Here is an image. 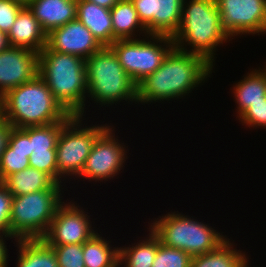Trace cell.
<instances>
[{
    "mask_svg": "<svg viewBox=\"0 0 266 267\" xmlns=\"http://www.w3.org/2000/svg\"><path fill=\"white\" fill-rule=\"evenodd\" d=\"M186 1H183L180 25L172 37L174 45L178 50L204 57L213 65L216 47L230 39L221 26L216 0ZM184 41L191 45L190 51L183 47Z\"/></svg>",
    "mask_w": 266,
    "mask_h": 267,
    "instance_id": "4",
    "label": "cell"
},
{
    "mask_svg": "<svg viewBox=\"0 0 266 267\" xmlns=\"http://www.w3.org/2000/svg\"><path fill=\"white\" fill-rule=\"evenodd\" d=\"M212 68L204 57L174 47L162 65L137 85V103L182 98L205 82Z\"/></svg>",
    "mask_w": 266,
    "mask_h": 267,
    "instance_id": "1",
    "label": "cell"
},
{
    "mask_svg": "<svg viewBox=\"0 0 266 267\" xmlns=\"http://www.w3.org/2000/svg\"><path fill=\"white\" fill-rule=\"evenodd\" d=\"M151 223V230L166 246L180 249L191 257L205 254L215 249L226 236L220 235L208 225L187 217V215L168 213Z\"/></svg>",
    "mask_w": 266,
    "mask_h": 267,
    "instance_id": "7",
    "label": "cell"
},
{
    "mask_svg": "<svg viewBox=\"0 0 266 267\" xmlns=\"http://www.w3.org/2000/svg\"><path fill=\"white\" fill-rule=\"evenodd\" d=\"M13 196L0 182V235H11L10 212Z\"/></svg>",
    "mask_w": 266,
    "mask_h": 267,
    "instance_id": "33",
    "label": "cell"
},
{
    "mask_svg": "<svg viewBox=\"0 0 266 267\" xmlns=\"http://www.w3.org/2000/svg\"><path fill=\"white\" fill-rule=\"evenodd\" d=\"M149 37L148 42L146 39L139 40L138 38L119 39L109 46L118 57L125 72L137 85L158 69L168 53L175 47L170 36L149 35Z\"/></svg>",
    "mask_w": 266,
    "mask_h": 267,
    "instance_id": "8",
    "label": "cell"
},
{
    "mask_svg": "<svg viewBox=\"0 0 266 267\" xmlns=\"http://www.w3.org/2000/svg\"><path fill=\"white\" fill-rule=\"evenodd\" d=\"M262 70H252L234 86V97L238 104L237 112L239 117L250 104L265 102L266 98V66ZM239 109V110H238Z\"/></svg>",
    "mask_w": 266,
    "mask_h": 267,
    "instance_id": "21",
    "label": "cell"
},
{
    "mask_svg": "<svg viewBox=\"0 0 266 267\" xmlns=\"http://www.w3.org/2000/svg\"><path fill=\"white\" fill-rule=\"evenodd\" d=\"M192 257L183 250L160 242L152 267H191Z\"/></svg>",
    "mask_w": 266,
    "mask_h": 267,
    "instance_id": "28",
    "label": "cell"
},
{
    "mask_svg": "<svg viewBox=\"0 0 266 267\" xmlns=\"http://www.w3.org/2000/svg\"><path fill=\"white\" fill-rule=\"evenodd\" d=\"M9 46L10 45H9V42H8L7 34H5V33L0 31V52L2 50H5Z\"/></svg>",
    "mask_w": 266,
    "mask_h": 267,
    "instance_id": "37",
    "label": "cell"
},
{
    "mask_svg": "<svg viewBox=\"0 0 266 267\" xmlns=\"http://www.w3.org/2000/svg\"><path fill=\"white\" fill-rule=\"evenodd\" d=\"M0 116L14 128L67 121L72 115L54 98L45 81L34 80L8 90L0 98Z\"/></svg>",
    "mask_w": 266,
    "mask_h": 267,
    "instance_id": "2",
    "label": "cell"
},
{
    "mask_svg": "<svg viewBox=\"0 0 266 267\" xmlns=\"http://www.w3.org/2000/svg\"><path fill=\"white\" fill-rule=\"evenodd\" d=\"M39 76L69 114L84 116L88 91L85 59L45 46L39 53Z\"/></svg>",
    "mask_w": 266,
    "mask_h": 267,
    "instance_id": "3",
    "label": "cell"
},
{
    "mask_svg": "<svg viewBox=\"0 0 266 267\" xmlns=\"http://www.w3.org/2000/svg\"><path fill=\"white\" fill-rule=\"evenodd\" d=\"M113 42L119 39H134L135 29L143 32L147 38L146 27L141 23L131 0H120L111 9ZM140 28V29H139Z\"/></svg>",
    "mask_w": 266,
    "mask_h": 267,
    "instance_id": "23",
    "label": "cell"
},
{
    "mask_svg": "<svg viewBox=\"0 0 266 267\" xmlns=\"http://www.w3.org/2000/svg\"><path fill=\"white\" fill-rule=\"evenodd\" d=\"M17 267H59L53 247L43 238L18 239Z\"/></svg>",
    "mask_w": 266,
    "mask_h": 267,
    "instance_id": "22",
    "label": "cell"
},
{
    "mask_svg": "<svg viewBox=\"0 0 266 267\" xmlns=\"http://www.w3.org/2000/svg\"><path fill=\"white\" fill-rule=\"evenodd\" d=\"M32 153L29 136L21 128L12 127L0 158V182L12 173L30 167L29 157Z\"/></svg>",
    "mask_w": 266,
    "mask_h": 267,
    "instance_id": "18",
    "label": "cell"
},
{
    "mask_svg": "<svg viewBox=\"0 0 266 267\" xmlns=\"http://www.w3.org/2000/svg\"><path fill=\"white\" fill-rule=\"evenodd\" d=\"M74 203L63 202L56 210L50 227L43 237L49 245L83 244L96 233L90 219Z\"/></svg>",
    "mask_w": 266,
    "mask_h": 267,
    "instance_id": "12",
    "label": "cell"
},
{
    "mask_svg": "<svg viewBox=\"0 0 266 267\" xmlns=\"http://www.w3.org/2000/svg\"><path fill=\"white\" fill-rule=\"evenodd\" d=\"M12 1L18 2L23 6H27L31 2V0H12Z\"/></svg>",
    "mask_w": 266,
    "mask_h": 267,
    "instance_id": "38",
    "label": "cell"
},
{
    "mask_svg": "<svg viewBox=\"0 0 266 267\" xmlns=\"http://www.w3.org/2000/svg\"><path fill=\"white\" fill-rule=\"evenodd\" d=\"M24 6L12 0H0V31L8 34Z\"/></svg>",
    "mask_w": 266,
    "mask_h": 267,
    "instance_id": "32",
    "label": "cell"
},
{
    "mask_svg": "<svg viewBox=\"0 0 266 267\" xmlns=\"http://www.w3.org/2000/svg\"><path fill=\"white\" fill-rule=\"evenodd\" d=\"M238 118L248 127H266V98L265 102L250 104Z\"/></svg>",
    "mask_w": 266,
    "mask_h": 267,
    "instance_id": "31",
    "label": "cell"
},
{
    "mask_svg": "<svg viewBox=\"0 0 266 267\" xmlns=\"http://www.w3.org/2000/svg\"><path fill=\"white\" fill-rule=\"evenodd\" d=\"M61 195V189H45L13 197L11 236L15 240L43 238L57 208L63 203Z\"/></svg>",
    "mask_w": 266,
    "mask_h": 267,
    "instance_id": "6",
    "label": "cell"
},
{
    "mask_svg": "<svg viewBox=\"0 0 266 267\" xmlns=\"http://www.w3.org/2000/svg\"><path fill=\"white\" fill-rule=\"evenodd\" d=\"M46 46L50 50L72 54L85 60L103 48L92 32L77 18L51 30L47 34Z\"/></svg>",
    "mask_w": 266,
    "mask_h": 267,
    "instance_id": "15",
    "label": "cell"
},
{
    "mask_svg": "<svg viewBox=\"0 0 266 267\" xmlns=\"http://www.w3.org/2000/svg\"><path fill=\"white\" fill-rule=\"evenodd\" d=\"M226 238L215 249L192 257L191 267H244L248 258L244 252L233 249V243Z\"/></svg>",
    "mask_w": 266,
    "mask_h": 267,
    "instance_id": "24",
    "label": "cell"
},
{
    "mask_svg": "<svg viewBox=\"0 0 266 267\" xmlns=\"http://www.w3.org/2000/svg\"><path fill=\"white\" fill-rule=\"evenodd\" d=\"M221 26L231 38L266 33V0H216Z\"/></svg>",
    "mask_w": 266,
    "mask_h": 267,
    "instance_id": "10",
    "label": "cell"
},
{
    "mask_svg": "<svg viewBox=\"0 0 266 267\" xmlns=\"http://www.w3.org/2000/svg\"><path fill=\"white\" fill-rule=\"evenodd\" d=\"M38 75V53L13 46L0 52V98L8 90L34 80Z\"/></svg>",
    "mask_w": 266,
    "mask_h": 267,
    "instance_id": "14",
    "label": "cell"
},
{
    "mask_svg": "<svg viewBox=\"0 0 266 267\" xmlns=\"http://www.w3.org/2000/svg\"><path fill=\"white\" fill-rule=\"evenodd\" d=\"M1 183L13 197L45 189H63L62 185L55 182L48 174L32 167L12 173Z\"/></svg>",
    "mask_w": 266,
    "mask_h": 267,
    "instance_id": "20",
    "label": "cell"
},
{
    "mask_svg": "<svg viewBox=\"0 0 266 267\" xmlns=\"http://www.w3.org/2000/svg\"><path fill=\"white\" fill-rule=\"evenodd\" d=\"M93 2L101 7L111 9L115 4H117L120 0H86Z\"/></svg>",
    "mask_w": 266,
    "mask_h": 267,
    "instance_id": "36",
    "label": "cell"
},
{
    "mask_svg": "<svg viewBox=\"0 0 266 267\" xmlns=\"http://www.w3.org/2000/svg\"><path fill=\"white\" fill-rule=\"evenodd\" d=\"M146 240L132 247L119 248V267H152L159 247V237L149 228Z\"/></svg>",
    "mask_w": 266,
    "mask_h": 267,
    "instance_id": "25",
    "label": "cell"
},
{
    "mask_svg": "<svg viewBox=\"0 0 266 267\" xmlns=\"http://www.w3.org/2000/svg\"><path fill=\"white\" fill-rule=\"evenodd\" d=\"M27 7L48 34L76 19L77 0H31Z\"/></svg>",
    "mask_w": 266,
    "mask_h": 267,
    "instance_id": "17",
    "label": "cell"
},
{
    "mask_svg": "<svg viewBox=\"0 0 266 267\" xmlns=\"http://www.w3.org/2000/svg\"><path fill=\"white\" fill-rule=\"evenodd\" d=\"M148 35L173 37L180 25L184 0H131Z\"/></svg>",
    "mask_w": 266,
    "mask_h": 267,
    "instance_id": "13",
    "label": "cell"
},
{
    "mask_svg": "<svg viewBox=\"0 0 266 267\" xmlns=\"http://www.w3.org/2000/svg\"><path fill=\"white\" fill-rule=\"evenodd\" d=\"M76 18L92 32L103 47H109L113 43L110 9L90 1L77 0Z\"/></svg>",
    "mask_w": 266,
    "mask_h": 267,
    "instance_id": "19",
    "label": "cell"
},
{
    "mask_svg": "<svg viewBox=\"0 0 266 267\" xmlns=\"http://www.w3.org/2000/svg\"><path fill=\"white\" fill-rule=\"evenodd\" d=\"M11 128L12 126L0 116V158L7 145Z\"/></svg>",
    "mask_w": 266,
    "mask_h": 267,
    "instance_id": "34",
    "label": "cell"
},
{
    "mask_svg": "<svg viewBox=\"0 0 266 267\" xmlns=\"http://www.w3.org/2000/svg\"><path fill=\"white\" fill-rule=\"evenodd\" d=\"M86 76L87 95L100 105L109 106L123 100L137 102V84L110 47H103L86 59Z\"/></svg>",
    "mask_w": 266,
    "mask_h": 267,
    "instance_id": "5",
    "label": "cell"
},
{
    "mask_svg": "<svg viewBox=\"0 0 266 267\" xmlns=\"http://www.w3.org/2000/svg\"><path fill=\"white\" fill-rule=\"evenodd\" d=\"M112 131L109 126L96 139L79 177L88 178L89 181L107 180L113 178L123 168L127 151Z\"/></svg>",
    "mask_w": 266,
    "mask_h": 267,
    "instance_id": "11",
    "label": "cell"
},
{
    "mask_svg": "<svg viewBox=\"0 0 266 267\" xmlns=\"http://www.w3.org/2000/svg\"><path fill=\"white\" fill-rule=\"evenodd\" d=\"M82 116L72 115L63 125L56 145L57 183L63 175H80L96 139L108 125L82 128ZM70 174V175H69Z\"/></svg>",
    "mask_w": 266,
    "mask_h": 267,
    "instance_id": "9",
    "label": "cell"
},
{
    "mask_svg": "<svg viewBox=\"0 0 266 267\" xmlns=\"http://www.w3.org/2000/svg\"><path fill=\"white\" fill-rule=\"evenodd\" d=\"M65 122L21 128L30 138L31 151L56 149L57 140Z\"/></svg>",
    "mask_w": 266,
    "mask_h": 267,
    "instance_id": "27",
    "label": "cell"
},
{
    "mask_svg": "<svg viewBox=\"0 0 266 267\" xmlns=\"http://www.w3.org/2000/svg\"><path fill=\"white\" fill-rule=\"evenodd\" d=\"M56 254L59 267H85L83 244L50 245Z\"/></svg>",
    "mask_w": 266,
    "mask_h": 267,
    "instance_id": "29",
    "label": "cell"
},
{
    "mask_svg": "<svg viewBox=\"0 0 266 267\" xmlns=\"http://www.w3.org/2000/svg\"><path fill=\"white\" fill-rule=\"evenodd\" d=\"M111 248L109 241L96 233L91 239L83 243L85 267H119V248Z\"/></svg>",
    "mask_w": 266,
    "mask_h": 267,
    "instance_id": "26",
    "label": "cell"
},
{
    "mask_svg": "<svg viewBox=\"0 0 266 267\" xmlns=\"http://www.w3.org/2000/svg\"><path fill=\"white\" fill-rule=\"evenodd\" d=\"M7 38L10 46L33 50L38 54L47 45V33L27 6L18 13Z\"/></svg>",
    "mask_w": 266,
    "mask_h": 267,
    "instance_id": "16",
    "label": "cell"
},
{
    "mask_svg": "<svg viewBox=\"0 0 266 267\" xmlns=\"http://www.w3.org/2000/svg\"><path fill=\"white\" fill-rule=\"evenodd\" d=\"M29 157V165L39 171L48 174L57 182V156L56 149H47V151H32Z\"/></svg>",
    "mask_w": 266,
    "mask_h": 267,
    "instance_id": "30",
    "label": "cell"
},
{
    "mask_svg": "<svg viewBox=\"0 0 266 267\" xmlns=\"http://www.w3.org/2000/svg\"><path fill=\"white\" fill-rule=\"evenodd\" d=\"M14 238L11 235H0V267H7V258H8V253H7V246L5 245L4 241L5 239L3 238Z\"/></svg>",
    "mask_w": 266,
    "mask_h": 267,
    "instance_id": "35",
    "label": "cell"
}]
</instances>
